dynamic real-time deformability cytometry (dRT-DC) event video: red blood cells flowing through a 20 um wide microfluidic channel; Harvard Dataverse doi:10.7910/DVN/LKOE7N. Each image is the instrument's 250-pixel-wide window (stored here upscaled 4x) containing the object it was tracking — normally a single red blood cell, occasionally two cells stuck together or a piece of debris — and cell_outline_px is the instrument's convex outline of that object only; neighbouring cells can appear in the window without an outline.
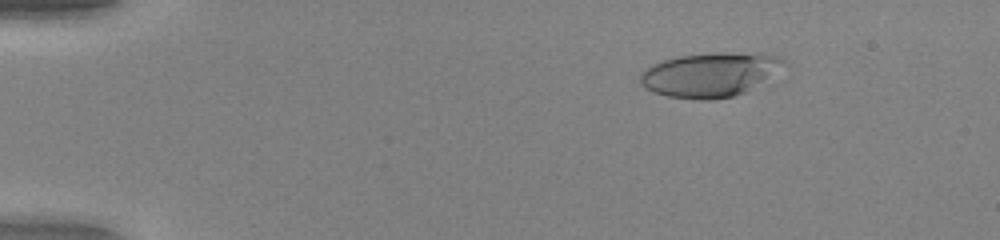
{"species": "human", "species_latin": "Homo sapiens", "temperature_condition": "warm", "stored_images_in_passage": 51, "camera_frame_rate_fps": 3000, "um_per_image_px": 0.085, "donor": {"sex": "female"}, "frame": {"image": 1, "passage_image": 8, "time_ms": 2.333, "image_size_px": [1000, 240], "cell_outline_px": [[788, 64], [768, 80], [744, 92], [732, 96], [712, 100], [700, 100], [668, 96], [652, 92], [640, 80], [640, 76], [652, 64], [676, 56], [720, 52], [764, 52], [776, 56], [784, 60]], "centroid_in_image_um": [60.45, 6.32], "position_along_channel_um": 24.6, "area_um2": 37.28}}
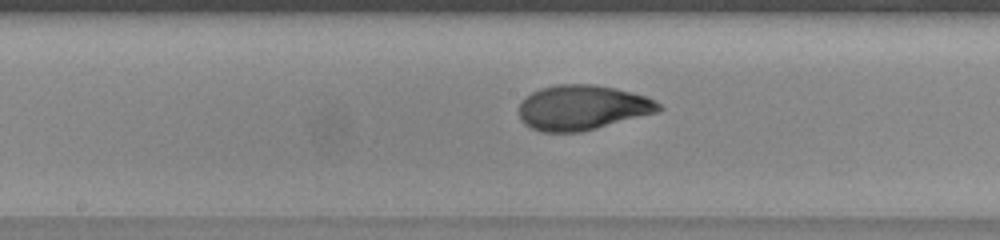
{"frame": {"image": 2, "passage_image": 28, "time_ms": 9.0, "image_size_px": [1000, 240], "cell_outline_px": [[664, 108], [656, 112], [596, 128], [580, 132], [540, 132], [524, 124], [520, 120], [520, 104], [532, 92], [540, 88], [556, 84], [592, 84], [616, 88], [648, 96], [656, 100]], "centroid_in_image_um": [49.51, 9.13], "position_along_channel_um": 198.7, "area_um2": 36.53}}
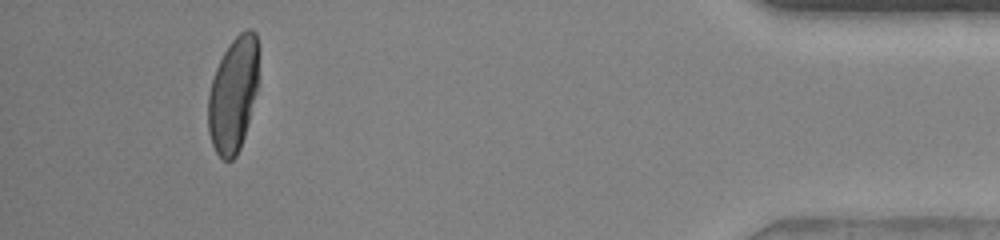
{"frame": {"image": 3, "passage_image": 48, "time_ms": 15.667, "image_size_px": [1000, 240], "cell_outline_px": [[260, 48], [256, 92], [248, 124], [240, 148], [236, 156], [232, 160], [224, 160], [216, 152], [212, 144], [208, 132], [208, 92], [216, 68], [224, 52], [232, 40], [240, 32], [248, 28], [252, 28], [256, 32]], "centroid_in_image_um": [19.84, 7.99], "position_along_channel_um": 415.4, "area_um2": 34.22}, "authors_computed_cell_mechanics": {"area_um2": 35.9516, "velocity_mm_per_s": 4.0979, "shape_relaxation_time_tau1_ms": 4.324, "shape_relaxation_time_tau2_ms": null, "deformation_change_tau1": 0.2299, "deformation_change_tau2": null}}